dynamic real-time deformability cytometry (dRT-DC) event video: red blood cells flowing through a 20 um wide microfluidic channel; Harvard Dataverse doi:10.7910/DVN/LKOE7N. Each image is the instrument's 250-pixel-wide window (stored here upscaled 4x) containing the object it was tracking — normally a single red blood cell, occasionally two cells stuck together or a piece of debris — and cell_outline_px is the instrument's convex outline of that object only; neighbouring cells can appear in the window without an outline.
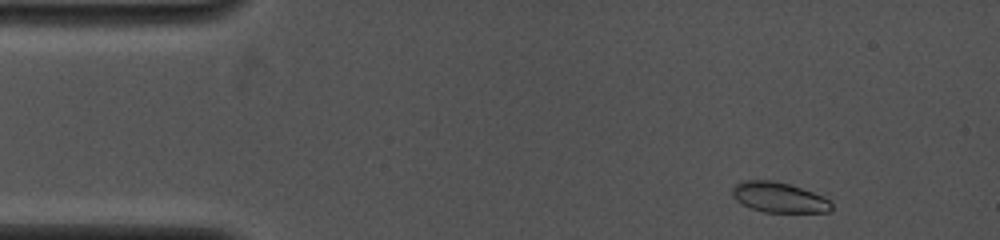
{"species": "common noctule bat (a hibernating species)", "species_latin": "Nyctalus noctula", "temperature_condition": "cold", "stored_images_in_passage": 40, "camera_frame_rate_fps": 4000, "um_per_image_px": 0.085, "animal": {"sex": "female", "body_mass_g": 19.0, "forearm_length_mm": 53.3}, "frame": {"image": 1, "passage_image": 2, "time_ms": 0.25, "image_size_px": [1000, 240], "cell_outline_px": [[832, 208], [828, 212], [764, 212], [752, 208], [736, 200], [732, 196], [732, 188], [736, 184], [744, 180], [772, 180], [788, 184], [824, 196], [832, 200]], "centroid_in_image_um": [66.23, 16.78], "position_along_channel_um": 18.8, "area_um2": 17.4}}
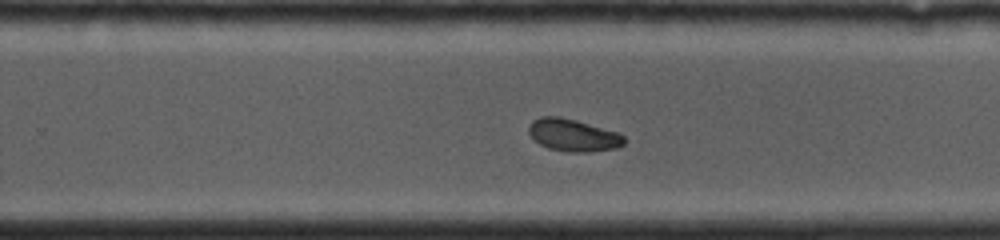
{"frame": {"image": 2, "passage_image": 26, "time_ms": 8.5, "image_size_px": [1000, 240], "cell_outline_px": [[624, 144], [616, 148], [588, 152], [568, 152], [548, 148], [540, 144], [528, 132], [528, 128], [532, 120], [540, 116], [560, 116], [576, 120], [620, 132], [624, 136]], "centroid_in_image_um": [48.73, 11.48], "position_along_channel_um": 281.1, "area_um2": 18.09}}
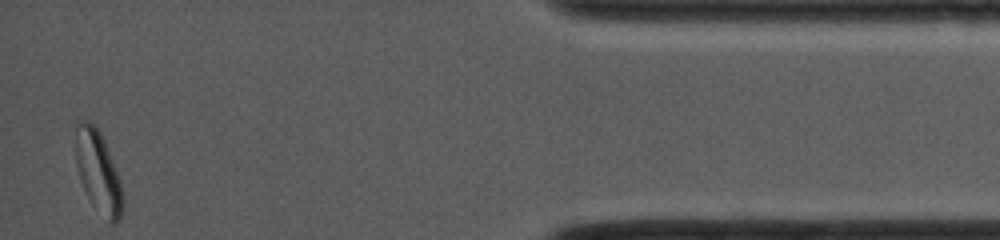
{"frame": {"image": 3, "passage_image": 40, "time_ms": 13.25, "image_size_px": [1000, 240], "cell_outline_px": [[124, 204], [120, 220], [116, 224], [108, 224], [88, 196], [80, 180], [76, 164], [76, 124], [84, 120], [88, 120], [100, 132], [104, 140], [120, 180], [124, 196]], "centroid_in_image_um": [8.38, 14.67], "position_along_channel_um": 426.8, "area_um2": 22.37}}